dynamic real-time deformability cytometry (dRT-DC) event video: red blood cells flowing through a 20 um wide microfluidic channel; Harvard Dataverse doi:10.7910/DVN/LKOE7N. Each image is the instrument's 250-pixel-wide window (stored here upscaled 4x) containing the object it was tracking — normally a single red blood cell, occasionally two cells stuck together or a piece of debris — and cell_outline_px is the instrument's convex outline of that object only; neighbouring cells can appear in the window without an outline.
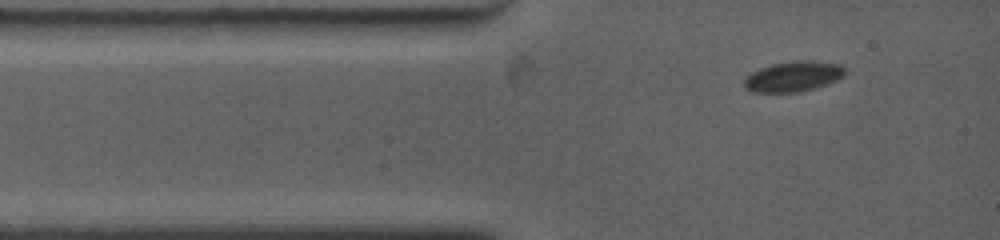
{"species": "common noctule bat (a hibernating species)", "species_latin": "Nyctalus noctula", "temperature_condition": "warm", "stored_images_in_passage": 13, "camera_frame_rate_fps": 4500, "um_per_image_px": 0.085, "animal": {"sex": "female", "body_mass_g": 19.0, "forearm_length_mm": 53.3}, "frame": {"image": 1, "passage_image": 1, "time_ms": 0.0, "image_size_px": [1000, 240], "cell_outline_px": [[844, 76], [836, 80], [800, 92], [752, 92], [744, 84], [744, 80], [752, 72], [760, 68], [772, 64], [796, 60], [804, 60], [840, 64], [844, 68]], "centroid_in_image_um": [67.42, 6.49], "position_along_channel_um": 17.6, "area_um2": 17.46}}
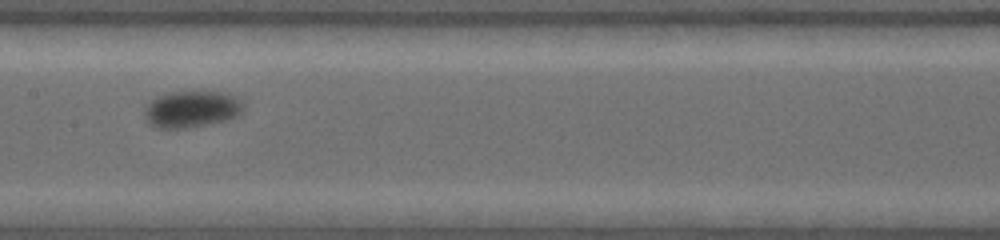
{"frame": {"image": 2, "passage_image": 6, "time_ms": 5.333, "image_size_px": [1000, 240], "cell_outline_px": [[244, 108], [236, 116], [204, 124], [184, 128], [160, 128], [152, 124], [148, 120], [144, 108], [152, 100], [164, 92], [228, 92], [236, 96], [240, 100]], "centroid_in_image_um": [16.29, 9.24], "position_along_channel_um": 191.1, "area_um2": 20.58}}
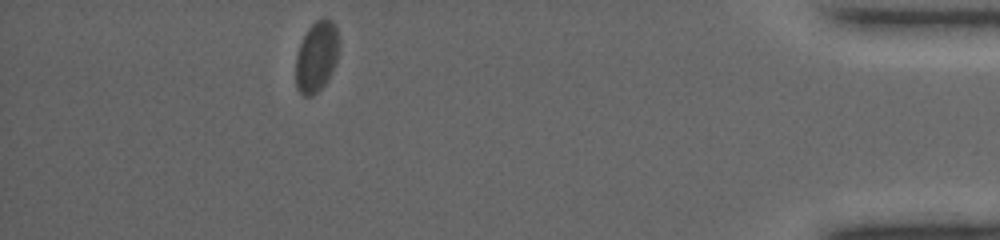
{"frame": {"image": 3, "passage_image": 13, "time_ms": 13.111, "image_size_px": [1000, 240], "cell_outline_px": [[340, 44], [336, 60], [324, 84], [312, 96], [304, 96], [296, 88], [296, 56], [300, 44], [308, 28], [316, 20], [324, 16], [332, 20], [336, 28], [340, 40]], "centroid_in_image_um": [26.91, 4.76], "position_along_channel_um": 408.3, "area_um2": 17.74}, "authors_computed_cell_mechanics": {"area_um2": 18.6116, "velocity_mm_per_s": 3.6574, "shape_relaxation_time_tau1_ms": 0.8737, "shape_relaxation_time_tau2_ms": 0.0362, "deformation_change_tau1": 0.0357, "deformation_change_tau2": null}}